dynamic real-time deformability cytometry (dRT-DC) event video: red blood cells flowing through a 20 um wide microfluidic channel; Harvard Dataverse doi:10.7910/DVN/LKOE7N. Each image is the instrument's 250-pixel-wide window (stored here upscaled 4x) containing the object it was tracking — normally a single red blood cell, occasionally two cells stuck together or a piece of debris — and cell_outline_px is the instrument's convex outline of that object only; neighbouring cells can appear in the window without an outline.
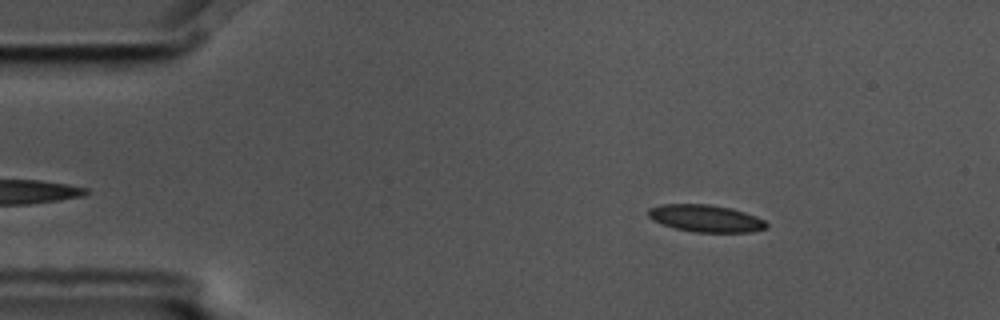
{"species": "common noctule bat (a hibernating species)", "species_latin": "Nyctalus noctula", "temperature_condition": "cold", "stored_images_in_passage": 3, "camera_frame_rate_fps": 3000, "um_per_image_px": 0.085, "animal": {"sex": "male", "body_mass_g": 17.5, "forearm_length_mm": 52.3}, "frame": {"image": 1, "passage_image": 1, "time_ms": 0.0, "image_size_px": [1000, 320], "cell_outline_px": [[768, 224], [764, 228], [752, 232], [696, 232], [676, 228], [652, 220], [648, 216], [648, 208], [660, 204], [708, 204], [732, 208], [756, 216], [764, 220]], "centroid_in_image_um": [59.97, 18.55], "position_along_channel_um": 25.0, "area_um2": 18.61}}